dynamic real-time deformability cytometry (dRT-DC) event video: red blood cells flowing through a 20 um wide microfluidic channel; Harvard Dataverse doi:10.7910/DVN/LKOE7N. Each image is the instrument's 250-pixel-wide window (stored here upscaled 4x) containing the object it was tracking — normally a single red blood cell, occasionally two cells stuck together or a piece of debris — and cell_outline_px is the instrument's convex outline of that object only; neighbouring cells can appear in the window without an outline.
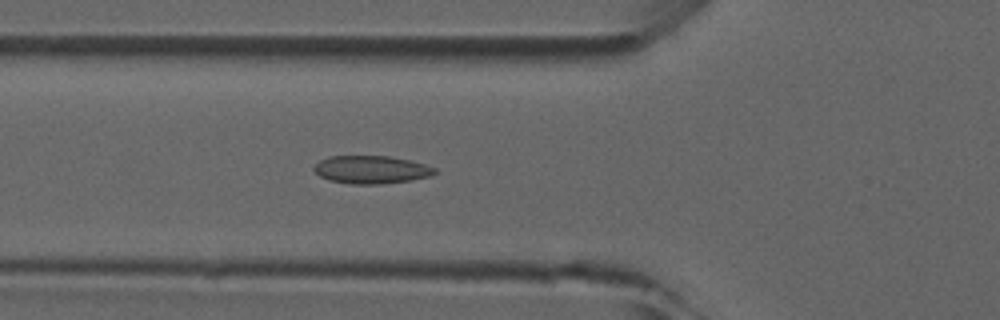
{"species": "common noctule bat (a hibernating species)", "species_latin": "Nyctalus noctula", "temperature_condition": "room temperature", "stored_images_in_passage": 35, "camera_frame_rate_fps": 3000, "um_per_image_px": 0.085, "animal": {"sex": "male", "forearm_length_mm": 52.5}, "frame": {"image": 1, "passage_image": 9, "time_ms": 2.667, "image_size_px": [1000, 320], "cell_outline_px": [[436, 172], [432, 176], [412, 180], [380, 184], [348, 184], [332, 180], [320, 176], [312, 168], [320, 160], [328, 156], [388, 156], [408, 160], [424, 164], [436, 168]], "centroid_in_image_um": [31.57, 14.42], "position_along_channel_um": 94.2, "area_um2": 19.59}}
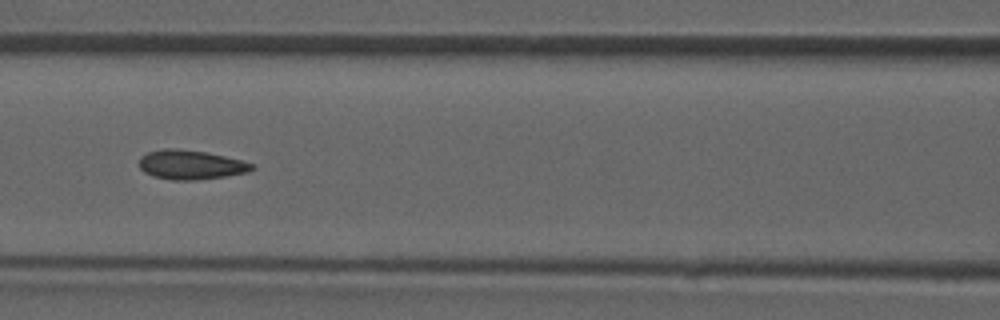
{"frame": {"image": 2, "passage_image": 13, "time_ms": 4.0, "image_size_px": [1000, 320], "cell_outline_px": [[256, 168], [248, 172], [224, 176], [196, 180], [172, 180], [152, 176], [144, 172], [140, 168], [140, 156], [148, 152], [164, 148], [176, 148], [204, 152], [224, 156], [256, 164]], "centroid_in_image_um": [16.21, 14.0], "position_along_channel_um": 150.4, "area_um2": 19.25}}